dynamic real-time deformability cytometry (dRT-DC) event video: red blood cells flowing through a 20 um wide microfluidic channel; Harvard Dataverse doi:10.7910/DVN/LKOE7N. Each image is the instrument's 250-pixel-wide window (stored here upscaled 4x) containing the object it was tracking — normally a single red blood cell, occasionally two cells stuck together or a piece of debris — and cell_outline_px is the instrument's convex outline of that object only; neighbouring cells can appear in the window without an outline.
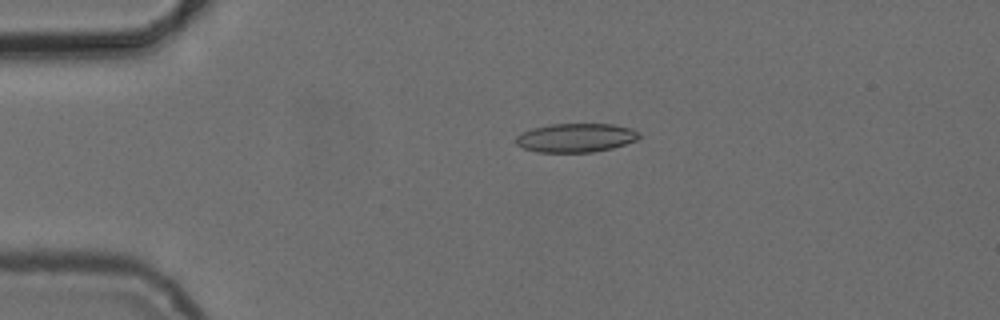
{"species": "common noctule bat (a hibernating species)", "species_latin": "Nyctalus noctula", "temperature_condition": "cold", "stored_images_in_passage": 4, "camera_frame_rate_fps": 3000, "um_per_image_px": 0.085, "animal": {"sex": "female", "body_mass_g": 24.6, "forearm_length_mm": 56.2}, "frame": {"image": 1, "passage_image": 3, "time_ms": 2.333, "image_size_px": [1000, 320], "cell_outline_px": [[640, 136], [636, 140], [612, 148], [592, 152], [536, 152], [524, 148], [516, 144], [516, 136], [532, 128], [552, 124], [612, 124], [632, 128], [640, 132]], "centroid_in_image_um": [48.96, 11.71], "position_along_channel_um": 36.0, "area_um2": 20.63}}